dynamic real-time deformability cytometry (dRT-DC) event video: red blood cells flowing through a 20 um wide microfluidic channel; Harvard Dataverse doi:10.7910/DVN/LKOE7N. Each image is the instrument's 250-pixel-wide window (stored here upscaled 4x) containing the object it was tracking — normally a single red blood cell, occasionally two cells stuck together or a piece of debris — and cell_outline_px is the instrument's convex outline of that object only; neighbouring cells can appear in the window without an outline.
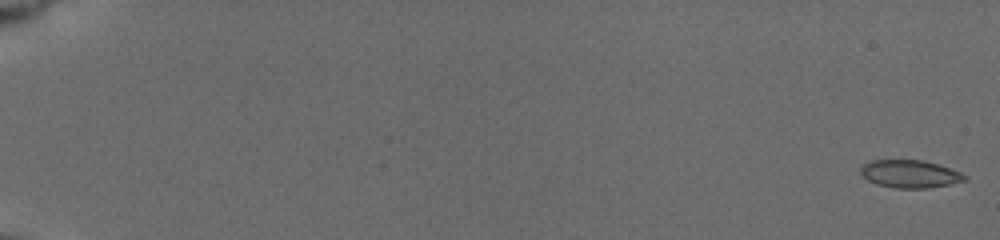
{"species": "common noctule bat (a hibernating species)", "species_latin": "Nyctalus noctula", "temperature_condition": "cold", "stored_images_in_passage": 36, "camera_frame_rate_fps": 3000, "um_per_image_px": 0.085, "animal": {"sex": "female", "body_mass_g": 19.5, "forearm_length_mm": 54.1}, "frame": {"image": 1, "passage_image": 1, "time_ms": 0.0, "image_size_px": [1000, 240], "cell_outline_px": [[968, 180], [928, 188], [896, 188], [876, 184], [868, 180], [860, 172], [860, 168], [864, 164], [872, 160], [920, 160], [936, 164], [960, 172], [968, 176]], "centroid_in_image_um": [77.34, 14.79], "position_along_channel_um": 7.7, "area_um2": 16.65}}
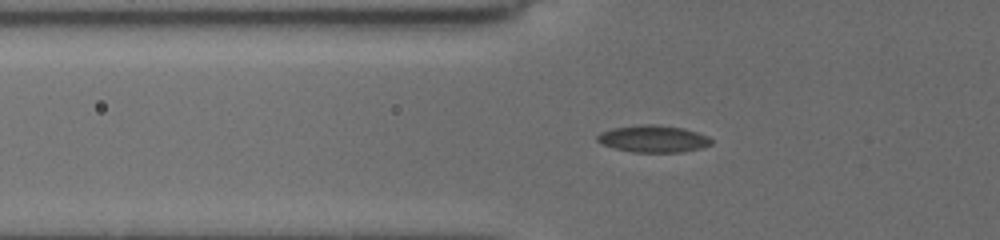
{"frame": {"image": 2, "passage_image": 31, "time_ms": 7.0, "image_size_px": [1000, 240], "cell_outline_px": [[712, 144], [700, 148], [680, 152], [632, 152], [600, 144], [596, 140], [596, 136], [600, 132], [612, 128], [640, 124], [652, 124], [684, 128], [708, 136], [712, 140]], "centroid_in_image_um": [55.49, 11.79], "position_along_channel_um": 70.3, "area_um2": 17.98}}
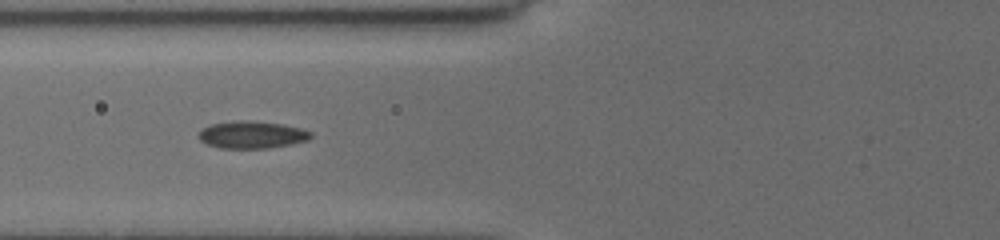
{"frame": {"image": 3, "passage_image": 35, "time_ms": 8.0, "image_size_px": [1000, 240], "cell_outline_px": [[312, 136], [308, 140], [292, 144], [268, 148], [220, 148], [208, 144], [200, 140], [196, 136], [204, 128], [212, 124], [284, 124], [300, 128], [312, 132]], "centroid_in_image_um": [21.47, 11.52], "position_along_channel_um": 104.3, "area_um2": 16.65}}